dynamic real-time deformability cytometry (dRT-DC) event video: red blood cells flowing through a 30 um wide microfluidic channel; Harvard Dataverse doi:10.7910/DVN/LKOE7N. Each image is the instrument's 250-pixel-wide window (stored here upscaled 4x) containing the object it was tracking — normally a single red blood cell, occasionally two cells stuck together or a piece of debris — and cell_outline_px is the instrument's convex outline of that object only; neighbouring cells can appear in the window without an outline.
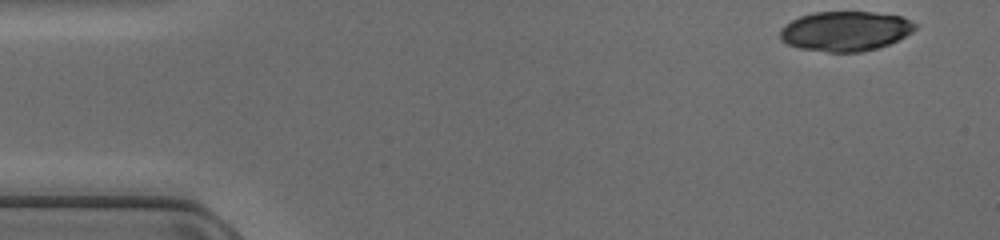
{"species": "common noctule bat (a hibernating species)", "species_latin": "Nyctalus noctula", "temperature_condition": "cold", "stored_images_in_passage": 45, "camera_frame_rate_fps": 3000, "um_per_image_px": 0.085, "animal": {"sex": "female", "body_mass_g": 17.0, "forearm_length_mm": 48.0}, "frame": {"image": 1, "passage_image": 1, "time_ms": 0.0, "image_size_px": [1000, 240], "cell_outline_px": [[916, 28], [912, 32], [888, 44], [876, 48], [860, 52], [828, 52], [800, 48], [788, 44], [780, 40], [780, 28], [792, 20], [800, 16], [812, 12], [872, 12], [900, 16], [916, 24]], "centroid_in_image_um": [71.81, 2.64], "position_along_channel_um": 13.2, "area_um2": 31.1}}